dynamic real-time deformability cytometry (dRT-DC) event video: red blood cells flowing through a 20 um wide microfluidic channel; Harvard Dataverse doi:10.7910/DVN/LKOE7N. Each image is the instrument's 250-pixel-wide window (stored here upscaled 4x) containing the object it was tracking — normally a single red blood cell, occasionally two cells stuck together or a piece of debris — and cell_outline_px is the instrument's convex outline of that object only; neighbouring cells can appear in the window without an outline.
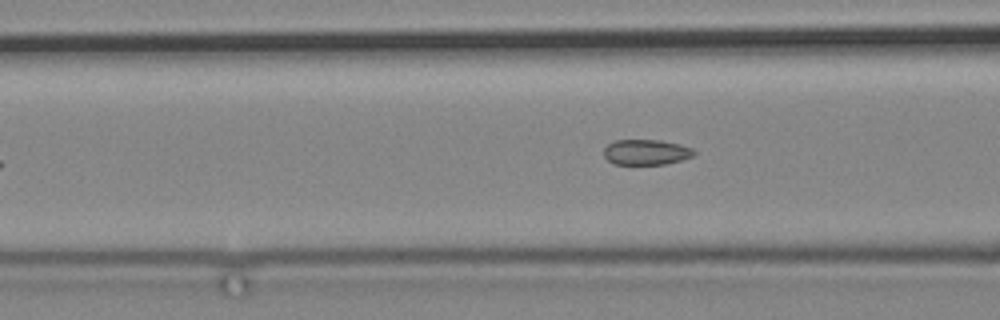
{"species": "common noctule bat (a hibernating species)", "species_latin": "Nyctalus noctula", "temperature_condition": "cold", "stored_images_in_passage": 16, "camera_frame_rate_fps": 3000, "um_per_image_px": 0.085, "animal": {"sex": "male", "body_mass_g": 19.2, "forearm_length_mm": 51.8}, "frame": {"image": 1, "passage_image": 10, "time_ms": 12.0, "image_size_px": [1000, 320], "cell_outline_px": [[696, 152], [692, 156], [680, 160], [664, 164], [612, 164], [604, 156], [604, 148], [608, 144], [616, 140], [660, 140], [680, 144], [692, 148]], "centroid_in_image_um": [54.91, 12.93], "position_along_channel_um": 111.7, "area_um2": 13.29}}
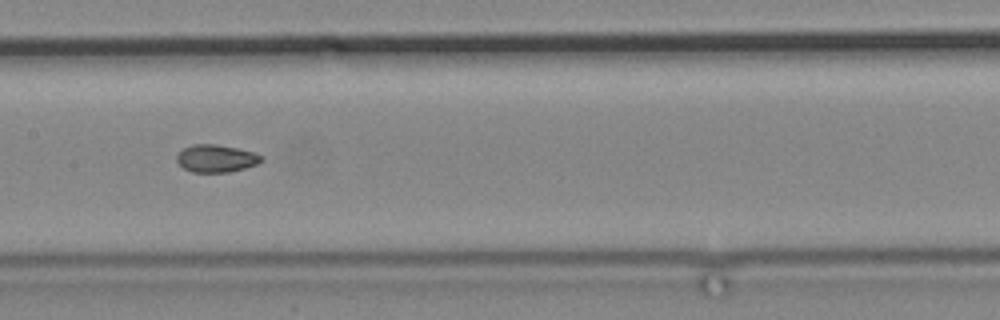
{"frame": {"image": 2, "passage_image": 12, "time_ms": 14.333, "image_size_px": [1000, 320], "cell_outline_px": [[264, 160], [256, 164], [244, 168], [228, 172], [192, 172], [184, 168], [176, 160], [176, 156], [184, 148], [192, 144], [216, 144], [236, 148], [252, 152], [264, 156]], "centroid_in_image_um": [18.38, 13.46], "position_along_channel_um": 189.0, "area_um2": 13.47}}
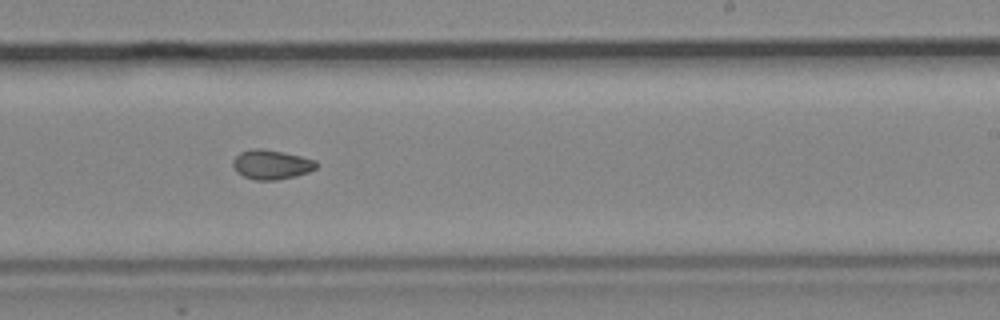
{"frame": {"image": 3, "passage_image": 14, "time_ms": 16.667, "image_size_px": [1000, 320], "cell_outline_px": [[316, 168], [308, 172], [296, 176], [276, 180], [256, 180], [244, 176], [236, 172], [232, 164], [232, 160], [240, 152], [252, 148], [264, 148], [284, 152], [316, 160]], "centroid_in_image_um": [23.04, 13.98], "position_along_channel_um": 266.0, "area_um2": 14.39}}